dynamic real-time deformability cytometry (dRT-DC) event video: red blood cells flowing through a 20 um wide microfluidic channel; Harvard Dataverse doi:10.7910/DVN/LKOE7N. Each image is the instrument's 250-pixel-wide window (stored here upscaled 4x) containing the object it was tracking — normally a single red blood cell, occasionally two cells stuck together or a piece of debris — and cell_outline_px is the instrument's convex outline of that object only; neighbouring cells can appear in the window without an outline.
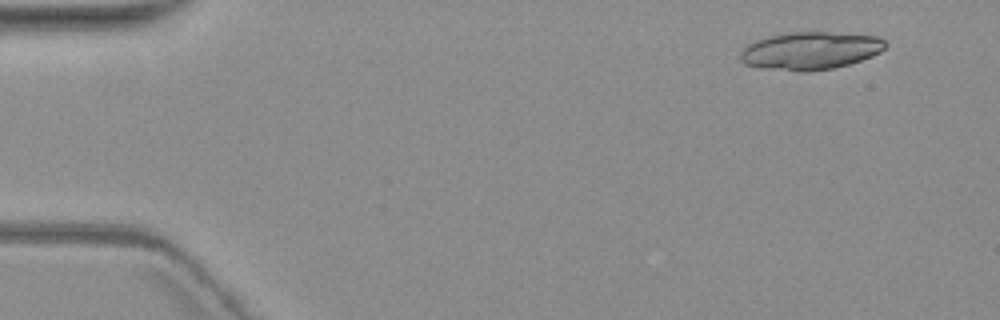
{"species": "common noctule bat (a hibernating species)", "species_latin": "Nyctalus noctula", "temperature_condition": "warm", "stored_images_in_passage": 3, "camera_frame_rate_fps": 3000, "um_per_image_px": 0.085, "animal": {"sex": "female", "body_mass_g": 19.3, "forearm_length_mm": 54.1}, "frame": {"image": 1, "passage_image": 1, "time_ms": 0.0, "image_size_px": [1000, 320], "cell_outline_px": [[888, 44], [880, 52], [872, 56], [848, 64], [832, 68], [808, 72], [800, 72], [760, 68], [744, 64], [740, 60], [740, 52], [748, 44], [756, 40], [768, 36], [784, 32], [828, 32], [880, 36]], "centroid_in_image_um": [68.86, 4.31], "position_along_channel_um": 16.1, "area_um2": 32.19}}